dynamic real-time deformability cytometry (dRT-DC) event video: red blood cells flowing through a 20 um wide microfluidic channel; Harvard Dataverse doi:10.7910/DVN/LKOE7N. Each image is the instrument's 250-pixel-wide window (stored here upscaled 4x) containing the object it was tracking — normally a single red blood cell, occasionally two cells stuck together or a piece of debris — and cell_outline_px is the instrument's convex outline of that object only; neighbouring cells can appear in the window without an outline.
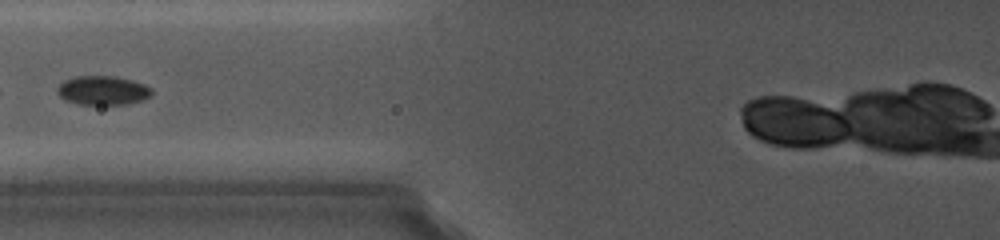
{"species": "common noctule bat (a hibernating species)", "species_latin": "Nyctalus noctula", "temperature_condition": "cold", "stored_images_in_passage": 13, "segment_of_instrument_passage": [2, 2], "camera_frame_rate_fps": 5000, "um_per_image_px": 0.085, "animal": {"sex": "female", "body_mass_g": 19.0, "forearm_length_mm": 56.7}, "frame": {"image": 1, "passage_image": 8, "time_ms": 6.8, "image_size_px": [1000, 240], "cell_outline_px": [[152, 92], [148, 96], [140, 100], [124, 104], [80, 104], [68, 100], [60, 96], [56, 92], [56, 88], [64, 80], [76, 76], [112, 76], [144, 84]], "centroid_in_image_um": [8.66, 7.68], "position_along_channel_um": 117.1, "area_um2": 15.49}}